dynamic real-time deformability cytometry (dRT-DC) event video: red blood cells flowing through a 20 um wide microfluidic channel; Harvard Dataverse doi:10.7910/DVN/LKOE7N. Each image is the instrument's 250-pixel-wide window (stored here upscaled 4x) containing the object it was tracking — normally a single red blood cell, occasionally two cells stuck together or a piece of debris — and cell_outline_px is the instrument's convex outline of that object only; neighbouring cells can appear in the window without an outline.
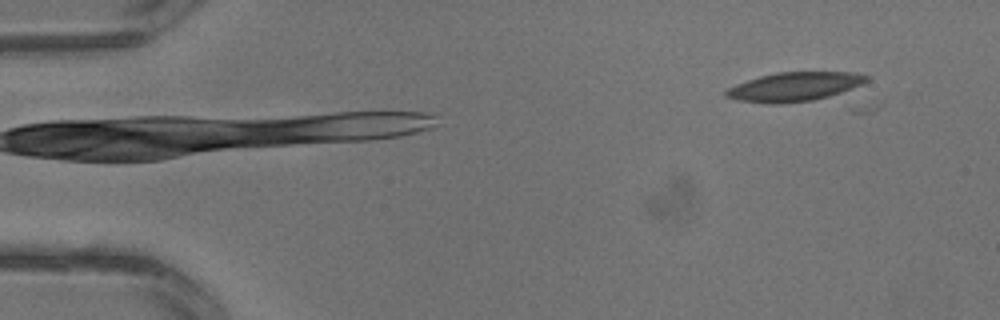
{"species": "common noctule bat (a hibernating species)", "species_latin": "Nyctalus noctula", "temperature_condition": "warm", "stored_images_in_passage": 3, "camera_frame_rate_fps": 3000, "um_per_image_px": 0.085, "animal": {"sex": "male", "body_mass_g": 13.3}, "frame": {"image": 1, "passage_image": 1, "time_ms": 0.0, "image_size_px": [1000, 320], "cell_outline_px": [[868, 80], [864, 84], [828, 96], [812, 100], [780, 104], [768, 104], [736, 100], [724, 96], [724, 92], [728, 88], [736, 84], [760, 76], [776, 72], [848, 72], [868, 76]], "centroid_in_image_um": [67.47, 7.38], "position_along_channel_um": 17.5, "area_um2": 23.64}}